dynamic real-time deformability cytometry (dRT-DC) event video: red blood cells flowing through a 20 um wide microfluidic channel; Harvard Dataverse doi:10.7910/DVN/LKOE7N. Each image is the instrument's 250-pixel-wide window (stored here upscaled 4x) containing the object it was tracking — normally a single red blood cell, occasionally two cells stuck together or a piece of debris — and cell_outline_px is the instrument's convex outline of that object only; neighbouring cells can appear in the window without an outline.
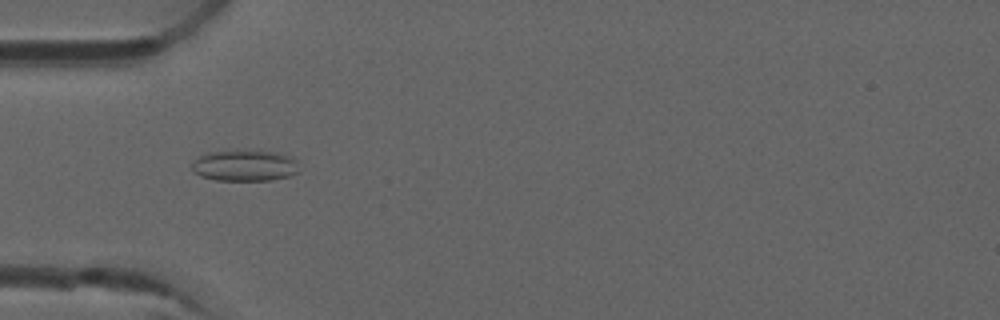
{"species": "common noctule bat (a hibernating species)", "species_latin": "Nyctalus noctula", "temperature_condition": "room temperature", "stored_images_in_passage": 14, "camera_frame_rate_fps": 3000, "um_per_image_px": 0.085, "animal": {"sex": "male", "forearm_length_mm": 52.5}, "frame": {"image": 1, "passage_image": 4, "time_ms": 1.0, "image_size_px": [1000, 320], "cell_outline_px": [[300, 172], [288, 176], [272, 180], [216, 180], [200, 176], [192, 172], [192, 164], [200, 156], [208, 152], [276, 152], [292, 156]], "centroid_in_image_um": [20.81, 14.1], "position_along_channel_um": 64.2, "area_um2": 19.02}}
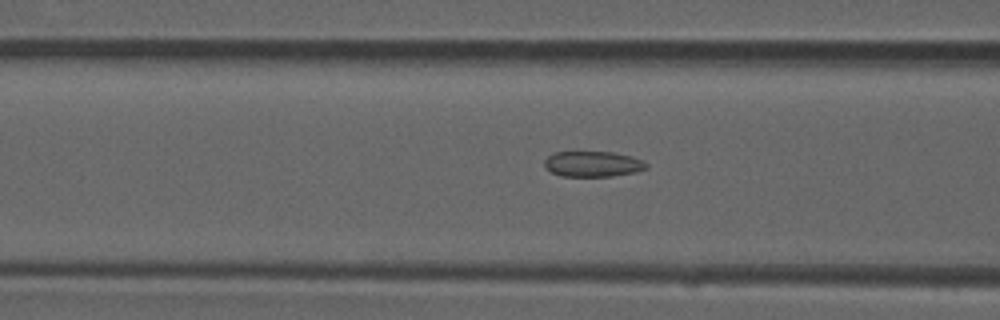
{"frame": {"image": 2, "passage_image": 8, "time_ms": 2.333, "image_size_px": [1000, 320], "cell_outline_px": [[648, 168], [636, 172], [612, 176], [560, 176], [544, 168], [544, 160], [552, 152], [612, 152], [632, 156], [648, 164]], "centroid_in_image_um": [50.37, 13.94], "position_along_channel_um": 116.2, "area_um2": 15.26}}
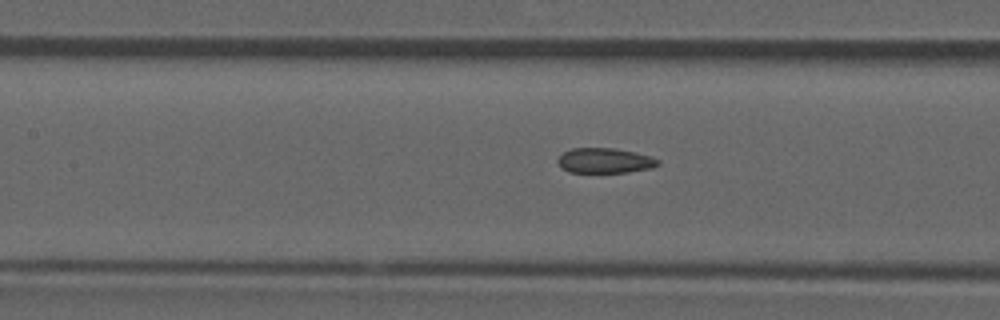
{"frame": {"image": 3, "passage_image": 11, "time_ms": 3.333, "image_size_px": [1000, 320], "cell_outline_px": [[660, 164], [652, 168], [628, 172], [568, 172], [560, 168], [556, 160], [564, 152], [572, 148], [616, 148], [652, 156], [660, 160]], "centroid_in_image_um": [51.41, 13.65], "position_along_channel_um": 156.0, "area_um2": 14.8}}